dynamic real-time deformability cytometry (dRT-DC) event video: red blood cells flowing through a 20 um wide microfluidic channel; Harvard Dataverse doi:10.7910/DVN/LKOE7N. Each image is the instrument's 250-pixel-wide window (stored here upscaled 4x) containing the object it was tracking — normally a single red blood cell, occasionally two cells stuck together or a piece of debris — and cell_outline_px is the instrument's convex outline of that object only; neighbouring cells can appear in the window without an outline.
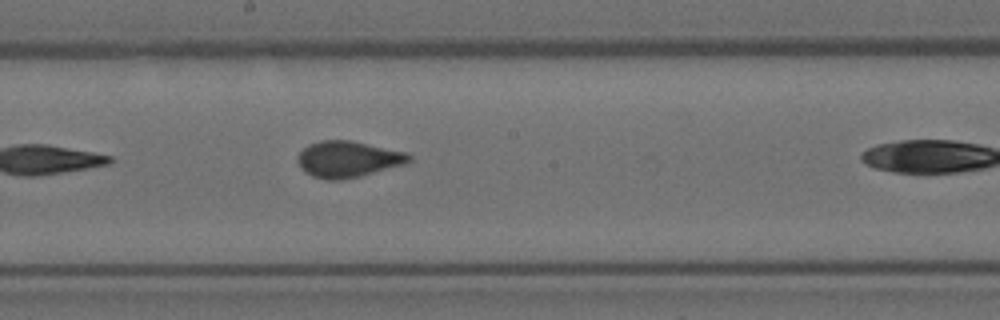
{"species": "Egyptian fruit bat (a non-hibernating species)", "species_latin": "Rousettus aegyptiacus", "temperature_condition": "room temperature", "stored_images_in_passage": 7, "camera_frame_rate_fps": 3000, "um_per_image_px": 0.085, "animal": {"sex": "female"}, "frame": {"image": 1, "passage_image": 7, "time_ms": 2.0, "image_size_px": [1000, 320], "cell_outline_px": [[412, 160], [404, 164], [360, 176], [340, 180], [324, 180], [312, 176], [304, 172], [300, 168], [296, 160], [296, 156], [308, 144], [320, 140], [352, 140], [408, 152], [412, 156]], "centroid_in_image_um": [29.55, 13.52], "position_along_channel_um": 218.6, "area_um2": 23.87}}